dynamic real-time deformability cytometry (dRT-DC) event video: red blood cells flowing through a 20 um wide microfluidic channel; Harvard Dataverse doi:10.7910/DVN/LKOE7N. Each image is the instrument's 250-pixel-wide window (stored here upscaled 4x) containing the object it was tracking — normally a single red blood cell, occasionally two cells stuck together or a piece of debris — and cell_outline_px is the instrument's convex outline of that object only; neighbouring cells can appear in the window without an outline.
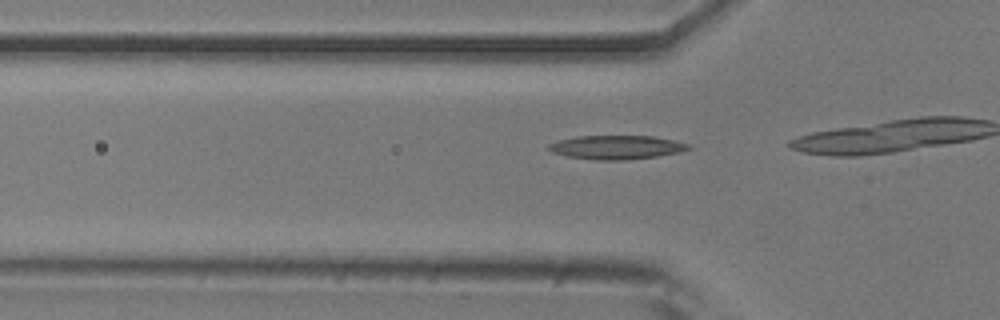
{"species": "common noctule bat (a hibernating species)", "species_latin": "Nyctalus noctula", "temperature_condition": "room temperature", "stored_images_in_passage": 12, "camera_frame_rate_fps": 3000, "um_per_image_px": 0.085, "animal": {"sex": "male", "body_mass_g": 20.5, "forearm_length_mm": 52.5}, "frame": {"image": 1, "passage_image": 9, "time_ms": 2.667, "image_size_px": [1000, 320], "cell_outline_px": [[692, 148], [680, 152], [656, 156], [620, 160], [596, 160], [568, 156], [552, 152], [544, 148], [548, 144], [560, 140], [576, 136], [652, 136], [672, 140], [688, 144]], "centroid_in_image_um": [52.35, 12.51], "position_along_channel_um": 73.4, "area_um2": 19.25}}